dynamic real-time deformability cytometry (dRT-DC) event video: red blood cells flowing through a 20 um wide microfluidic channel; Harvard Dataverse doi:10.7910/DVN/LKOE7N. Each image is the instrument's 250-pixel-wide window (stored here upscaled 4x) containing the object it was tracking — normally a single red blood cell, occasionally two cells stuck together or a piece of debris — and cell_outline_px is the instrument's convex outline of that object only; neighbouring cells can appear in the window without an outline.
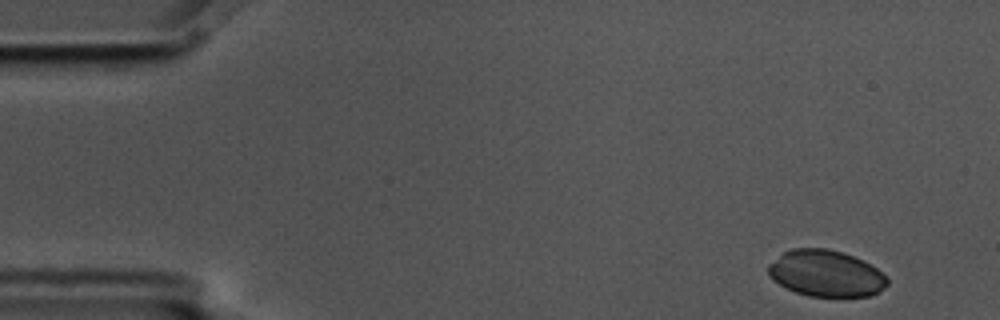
{"species": "common noctule bat (a hibernating species)", "species_latin": "Nyctalus noctula", "temperature_condition": "cold", "stored_images_in_passage": 5, "camera_frame_rate_fps": 3000, "um_per_image_px": 0.085, "animal": {"sex": "male", "body_mass_g": 17.5, "forearm_length_mm": 52.3}, "frame": {"image": 1, "passage_image": 1, "time_ms": 0.0, "image_size_px": [1000, 320], "cell_outline_px": [[888, 284], [880, 292], [872, 296], [808, 296], [796, 292], [772, 280], [768, 276], [768, 264], [784, 252], [792, 248], [828, 248], [844, 252], [864, 260], [876, 268], [888, 280]], "centroid_in_image_um": [70.21, 23.23], "position_along_channel_um": 14.8, "area_um2": 32.31}}